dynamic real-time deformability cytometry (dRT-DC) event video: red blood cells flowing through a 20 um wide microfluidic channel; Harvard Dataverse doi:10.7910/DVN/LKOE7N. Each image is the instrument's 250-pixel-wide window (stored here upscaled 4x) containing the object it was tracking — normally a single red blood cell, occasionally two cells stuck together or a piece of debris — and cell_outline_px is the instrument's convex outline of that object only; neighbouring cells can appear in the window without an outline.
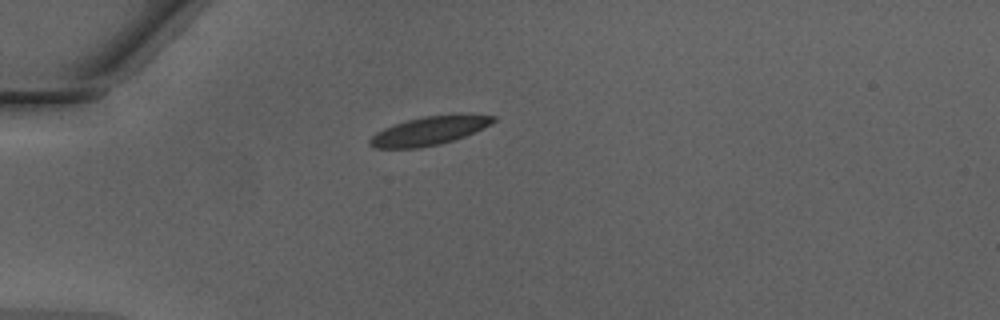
{"species": "Egyptian fruit bat (a non-hibernating species)", "species_latin": "Rousettus aegyptiacus", "temperature_condition": "warm", "stored_images_in_passage": 36, "camera_frame_rate_fps": 3000, "um_per_image_px": 0.085, "animal": {"sex": "male"}, "frame": {"image": 1, "passage_image": 1, "time_ms": 0.0, "image_size_px": [1000, 320], "cell_outline_px": [[496, 120], [484, 128], [464, 136], [440, 144], [420, 148], [376, 148], [368, 144], [368, 140], [376, 132], [384, 128], [408, 120], [424, 116], [460, 112], [496, 116]], "centroid_in_image_um": [36.53, 11.09], "position_along_channel_um": 48.5, "area_um2": 20.87}}
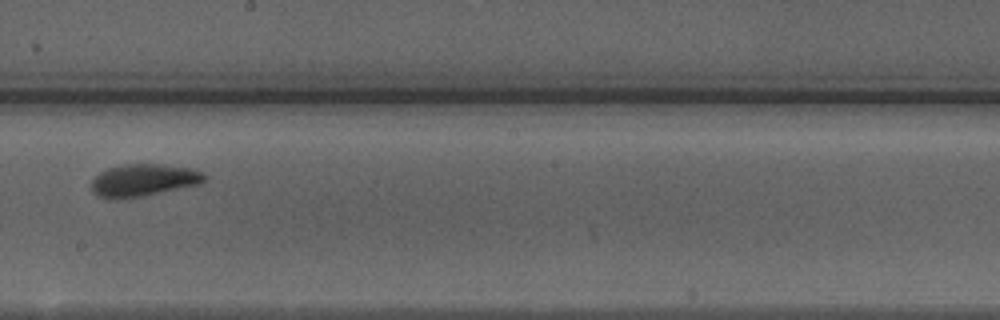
{"frame": {"image": 2, "passage_image": 16, "time_ms": 5.0, "image_size_px": [1000, 320], "cell_outline_px": [[208, 176], [200, 184], [144, 196], [116, 200], [108, 200], [96, 196], [92, 192], [92, 180], [100, 172], [108, 168], [128, 164], [160, 164], [188, 168], [204, 172]], "centroid_in_image_um": [12.17, 15.34], "position_along_channel_um": 236.0, "area_um2": 21.5}}
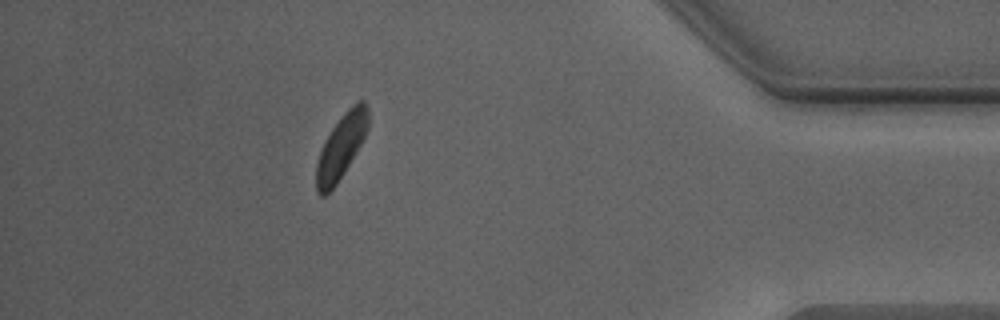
{"frame": {"image": 3, "passage_image": 31, "time_ms": 10.0, "image_size_px": [1000, 320], "cell_outline_px": [[368, 128], [360, 144], [336, 184], [324, 196], [320, 196], [316, 192], [316, 164], [324, 140], [332, 128], [344, 112], [356, 100], [364, 100], [368, 108]], "centroid_in_image_um": [28.98, 12.42], "position_along_channel_um": 406.2, "area_um2": 19.13}, "authors_computed_cell_mechanics": {"area_um2": 20.6635, "velocity_mm_per_s": 4.2332, "shape_relaxation_time_tau1_ms": 2.6198, "shape_relaxation_time_tau2_ms": 3.6443, "deformation_change_tau1": 0.1428, "deformation_change_tau2": 0.072}}